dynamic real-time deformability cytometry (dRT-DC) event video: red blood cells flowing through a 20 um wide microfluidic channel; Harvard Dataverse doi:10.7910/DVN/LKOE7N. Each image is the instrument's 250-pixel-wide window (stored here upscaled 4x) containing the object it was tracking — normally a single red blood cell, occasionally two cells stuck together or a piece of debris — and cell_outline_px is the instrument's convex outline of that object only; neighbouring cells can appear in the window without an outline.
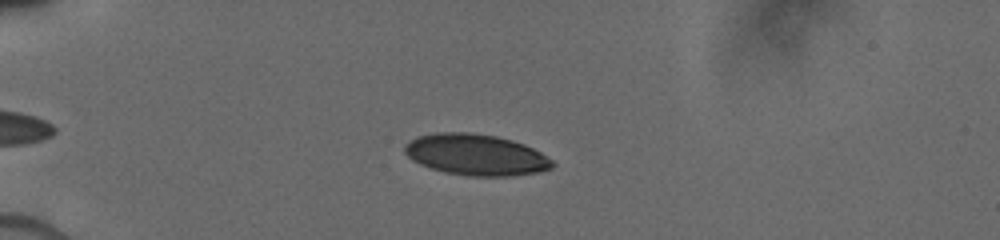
{"species": "human", "species_latin": "Homo sapiens", "temperature_condition": "cold", "stored_images_in_passage": 46, "camera_frame_rate_fps": 3000, "um_per_image_px": 0.085, "donor": {"sex": "male"}, "frame": {"image": 1, "passage_image": 6, "time_ms": 1.333, "image_size_px": [1000, 240], "cell_outline_px": [[556, 164], [552, 168], [540, 172], [508, 176], [468, 176], [448, 172], [432, 168], [420, 164], [412, 160], [404, 152], [404, 144], [408, 140], [416, 136], [436, 132], [468, 132], [496, 136], [512, 140], [524, 144], [540, 152], [552, 160]], "centroid_in_image_um": [40.44, 13.14], "position_along_channel_um": 44.6, "area_um2": 35.55}}
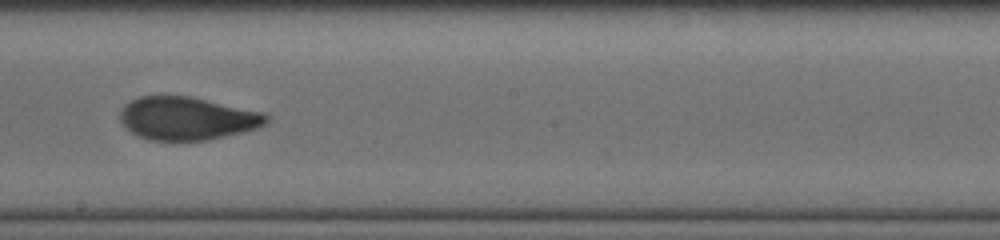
{"frame": {"image": 2, "passage_image": 27, "time_ms": 7.0, "image_size_px": [1000, 240], "cell_outline_px": [[272, 116], [264, 124], [256, 128], [208, 140], [148, 140], [136, 136], [124, 128], [120, 124], [120, 108], [124, 104], [140, 96], [188, 96], [264, 112]], "centroid_in_image_um": [15.85, 10.07], "position_along_channel_um": 232.4, "area_um2": 36.82}}
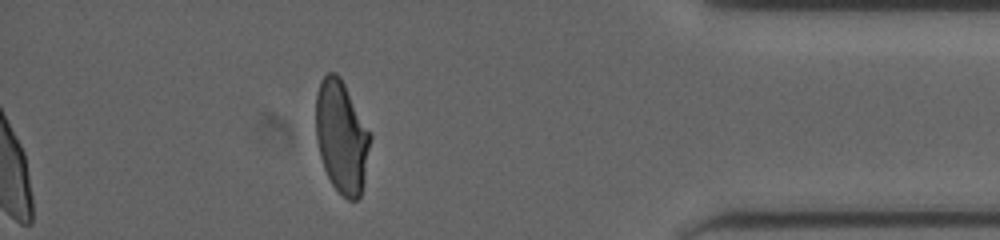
{"frame": {"image": 3, "passage_image": 46, "time_ms": 12.0, "image_size_px": [1000, 240], "cell_outline_px": [[372, 136], [364, 184], [360, 196], [356, 200], [348, 200], [332, 184], [324, 168], [320, 156], [316, 140], [316, 92], [320, 80], [328, 72], [336, 72], [340, 76], [372, 132]], "centroid_in_image_um": [29.06, 11.6], "position_along_channel_um": 406.1, "area_um2": 36.13}}